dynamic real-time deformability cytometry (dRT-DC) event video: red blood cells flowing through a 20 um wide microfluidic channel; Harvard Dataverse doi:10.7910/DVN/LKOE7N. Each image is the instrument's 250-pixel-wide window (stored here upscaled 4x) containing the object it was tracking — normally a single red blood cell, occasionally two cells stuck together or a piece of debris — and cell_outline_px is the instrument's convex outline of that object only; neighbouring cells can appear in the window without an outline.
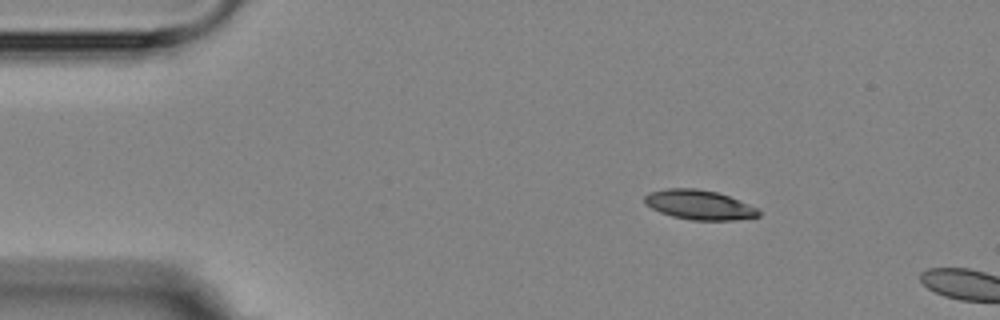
{"species": "Egyptian fruit bat (a non-hibernating species)", "species_latin": "Rousettus aegyptiacus", "temperature_condition": "room temperature", "stored_images_in_passage": 2, "camera_frame_rate_fps": 3000, "um_per_image_px": 0.085, "animal": {"sex": "female"}, "frame": {"image": 1, "passage_image": 1, "time_ms": 0.0, "image_size_px": [1000, 320], "cell_outline_px": [[760, 216], [736, 220], [692, 220], [672, 216], [660, 212], [644, 204], [644, 196], [648, 192], [668, 188], [696, 188], [716, 192], [728, 196], [760, 208]], "centroid_in_image_um": [59.44, 17.41], "position_along_channel_um": 25.6, "area_um2": 19.77}}